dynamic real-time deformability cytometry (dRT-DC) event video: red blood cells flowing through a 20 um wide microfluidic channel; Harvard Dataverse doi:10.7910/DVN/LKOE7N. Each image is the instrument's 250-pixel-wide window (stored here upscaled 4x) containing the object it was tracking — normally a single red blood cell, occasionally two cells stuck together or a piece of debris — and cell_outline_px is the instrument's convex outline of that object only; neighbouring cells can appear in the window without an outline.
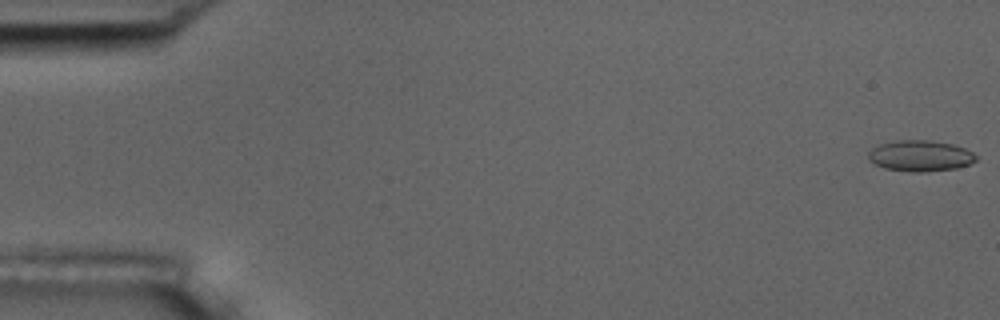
{"species": "common noctule bat (a hibernating species)", "species_latin": "Nyctalus noctula", "temperature_condition": "room temperature", "stored_images_in_passage": 8, "camera_frame_rate_fps": 3000, "um_per_image_px": 0.085, "animal": {"sex": "male", "body_mass_g": 17.5, "forearm_length_mm": 52.3}, "frame": {"image": 1, "passage_image": 1, "time_ms": 0.0, "image_size_px": [1000, 320], "cell_outline_px": [[976, 160], [968, 164], [956, 168], [920, 172], [916, 172], [884, 168], [868, 160], [868, 152], [872, 148], [880, 144], [896, 140], [928, 140], [952, 144], [964, 148], [972, 152], [976, 156]], "centroid_in_image_um": [78.19, 13.24], "position_along_channel_um": 6.8, "area_um2": 19.25}}
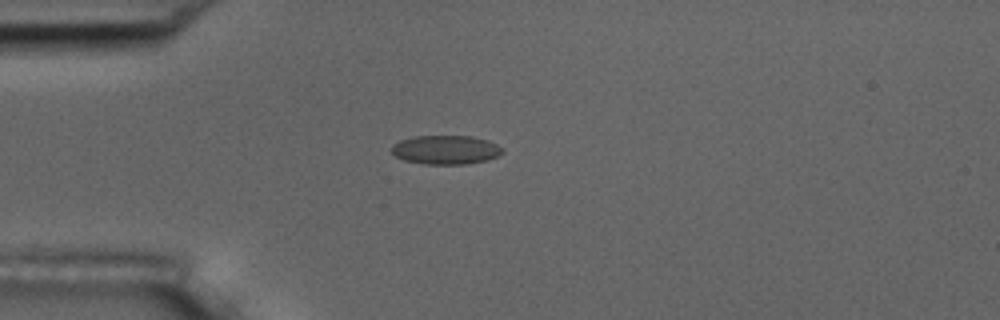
{"frame": {"image": 2, "passage_image": 5, "time_ms": 4.667, "image_size_px": [1000, 320], "cell_outline_px": [[504, 152], [488, 160], [464, 164], [424, 164], [404, 160], [396, 156], [392, 152], [392, 144], [400, 140], [412, 136], [472, 136], [488, 140], [496, 144]], "centroid_in_image_um": [37.86, 12.73], "position_along_channel_um": 47.1, "area_um2": 18.67}}